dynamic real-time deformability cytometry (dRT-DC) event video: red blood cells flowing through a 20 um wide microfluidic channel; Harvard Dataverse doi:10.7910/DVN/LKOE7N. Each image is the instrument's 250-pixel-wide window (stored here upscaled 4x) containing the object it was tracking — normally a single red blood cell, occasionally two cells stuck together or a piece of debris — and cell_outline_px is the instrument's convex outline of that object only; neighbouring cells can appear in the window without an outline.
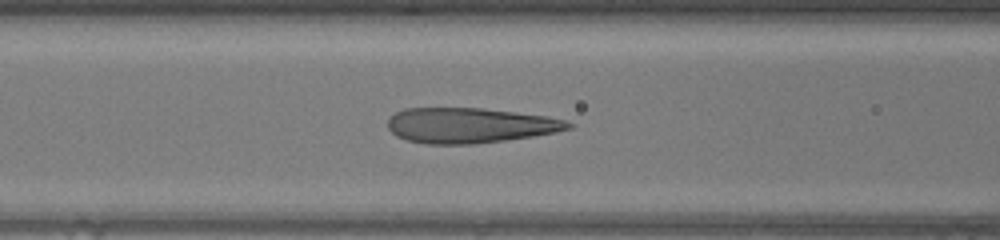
{"species": "human", "species_latin": "Homo sapiens", "temperature_condition": "warm", "stored_images_in_passage": 36, "camera_frame_rate_fps": 3000, "um_per_image_px": 0.085, "donor": {"sex": "female"}, "frame": {"image": 1, "passage_image": 7, "time_ms": 2.0, "image_size_px": [1000, 240], "cell_outline_px": [[572, 128], [556, 132], [532, 136], [504, 140], [472, 144], [428, 144], [408, 140], [396, 136], [388, 128], [388, 120], [396, 112], [404, 108], [484, 108], [548, 116], [564, 120], [572, 124]], "centroid_in_image_um": [39.93, 10.65], "position_along_channel_um": 126.7, "area_um2": 36.93}}
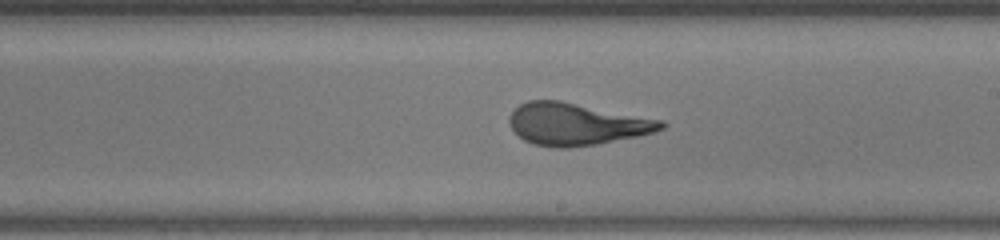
{"frame": {"image": 2, "passage_image": 15, "time_ms": 4.667, "image_size_px": [1000, 240], "cell_outline_px": [[668, 124], [664, 128], [652, 132], [636, 136], [596, 144], [568, 148], [556, 148], [532, 144], [524, 140], [512, 128], [508, 120], [508, 116], [520, 104], [528, 100], [560, 100], [664, 120]], "centroid_in_image_um": [48.99, 10.54], "position_along_channel_um": 240.0, "area_um2": 37.22}}
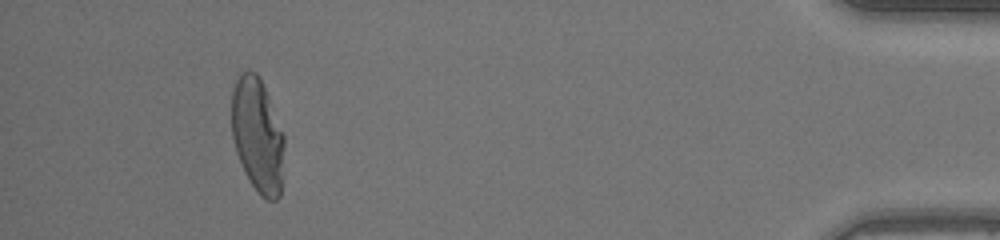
{"frame": {"image": 3, "passage_image": 32, "time_ms": 10.333, "image_size_px": [1000, 240], "cell_outline_px": [[284, 148], [280, 196], [276, 200], [268, 200], [260, 196], [244, 172], [236, 152], [232, 136], [232, 88], [240, 72], [248, 68], [256, 72], [264, 88], [284, 136]], "centroid_in_image_um": [21.87, 11.5], "position_along_channel_um": 413.3, "area_um2": 34.97}, "authors_computed_cell_mechanics": {"area_um2": 36.7319, "velocity_mm_per_s": 4.2678, "shape_relaxation_time_tau1_ms": 7.1719, "shape_relaxation_time_tau2_ms": null, "deformation_change_tau1": 0.2977, "deformation_change_tau2": null}}